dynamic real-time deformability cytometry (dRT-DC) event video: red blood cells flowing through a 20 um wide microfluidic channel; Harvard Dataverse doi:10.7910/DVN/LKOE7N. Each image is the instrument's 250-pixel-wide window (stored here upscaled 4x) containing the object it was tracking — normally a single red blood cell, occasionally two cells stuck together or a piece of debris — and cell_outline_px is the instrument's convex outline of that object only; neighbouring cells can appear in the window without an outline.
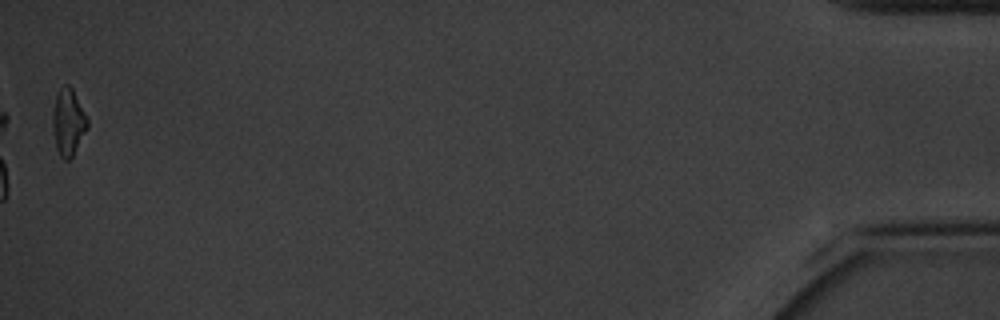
{"species": "common noctule bat (a hibernating species)", "species_latin": "Nyctalus noctula", "temperature_condition": "cold", "stored_images_in_passage": 44, "camera_frame_rate_fps": 3000, "um_per_image_px": 0.085, "animal": {"sex": "male", "body_mass_g": 20.1, "forearm_length_mm": 53.5}, "frame": {"image": 1, "passage_image": 44, "time_ms": 14.333, "image_size_px": [1000, 320], "cell_outline_px": [[88, 128], [72, 156], [68, 160], [64, 160], [60, 156], [56, 148], [52, 124], [52, 112], [56, 96], [60, 88], [64, 84], [68, 84], [72, 88], [88, 120]], "centroid_in_image_um": [5.79, 10.38], "position_along_channel_um": 429.4, "area_um2": 13.41}, "authors_computed_cell_mechanics": {"area_um2": 14.1321, "velocity_mm_per_s": 3.2666, "shape_relaxation_time_tau1_ms": 5.8764, "shape_relaxation_time_tau2_ms": null, "deformation_change_tau1": 0.158, "deformation_change_tau2": null}}